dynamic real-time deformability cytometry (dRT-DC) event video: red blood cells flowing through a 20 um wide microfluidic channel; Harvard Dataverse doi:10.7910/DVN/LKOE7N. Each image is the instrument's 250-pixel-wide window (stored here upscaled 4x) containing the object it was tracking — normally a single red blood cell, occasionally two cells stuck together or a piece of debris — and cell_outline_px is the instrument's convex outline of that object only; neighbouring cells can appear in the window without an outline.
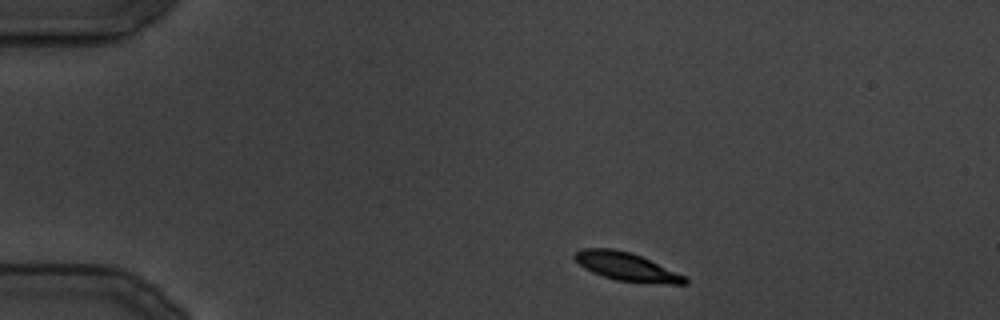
{"species": "common noctule bat (a hibernating species)", "species_latin": "Nyctalus noctula", "temperature_condition": "cold", "stored_images_in_passage": 19, "camera_frame_rate_fps": 3000, "um_per_image_px": 0.085, "animal": {"sex": "male", "body_mass_g": 19.5, "forearm_length_mm": 54.6}, "frame": {"image": 1, "passage_image": 1, "time_ms": 0.0, "image_size_px": [1000, 320], "cell_outline_px": [[688, 284], [668, 284], [616, 280], [592, 272], [584, 268], [572, 256], [580, 248], [612, 248], [632, 252], [684, 276], [688, 280]], "centroid_in_image_um": [53.21, 22.65], "position_along_channel_um": 31.8, "area_um2": 17.92}}
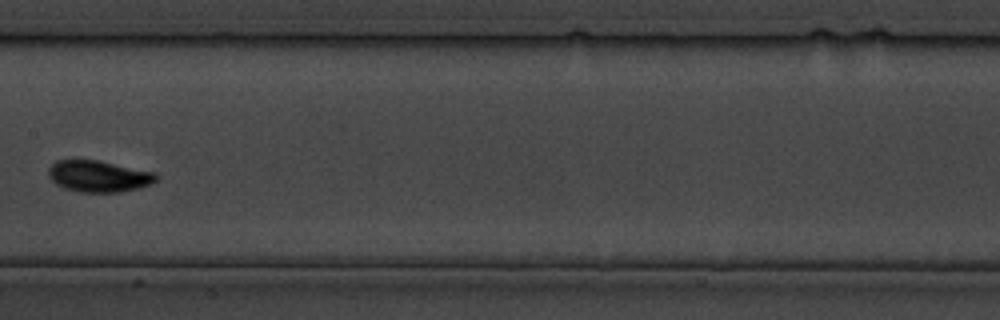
{"frame": {"image": 2, "passage_image": 13, "time_ms": 14.667, "image_size_px": [1000, 320], "cell_outline_px": [[156, 180], [140, 188], [116, 192], [80, 192], [64, 188], [56, 184], [48, 176], [48, 168], [56, 160], [96, 160], [156, 172]], "centroid_in_image_um": [8.35, 14.98], "position_along_channel_um": 199.0, "area_um2": 19.59}}
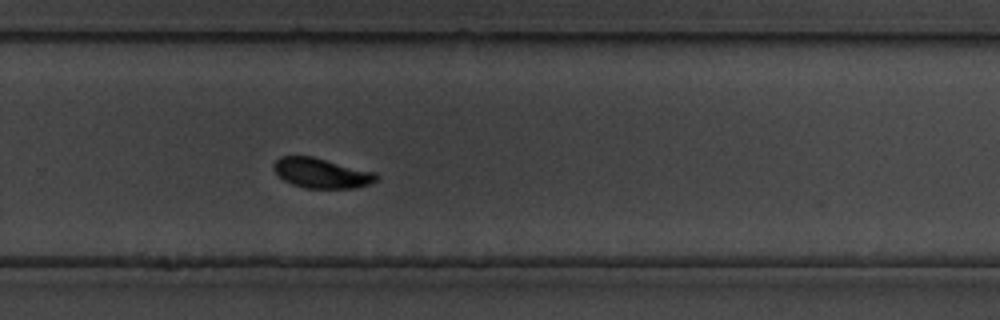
{"frame": {"image": 3, "passage_image": 19, "time_ms": 21.333, "image_size_px": [1000, 320], "cell_outline_px": [[380, 176], [376, 180], [368, 184], [356, 188], [304, 188], [292, 184], [284, 180], [272, 168], [272, 164], [280, 156], [312, 156], [376, 172]], "centroid_in_image_um": [27.33, 14.71], "position_along_channel_um": 302.5, "area_um2": 17.98}}